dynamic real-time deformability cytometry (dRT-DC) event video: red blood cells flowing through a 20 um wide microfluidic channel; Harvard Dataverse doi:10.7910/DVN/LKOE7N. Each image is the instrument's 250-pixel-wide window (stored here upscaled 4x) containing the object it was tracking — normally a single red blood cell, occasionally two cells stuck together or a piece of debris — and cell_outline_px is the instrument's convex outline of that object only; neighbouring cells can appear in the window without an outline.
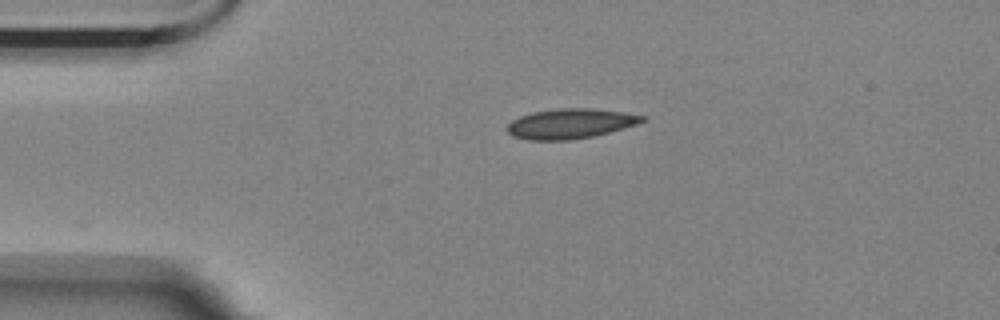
{"species": "Egyptian fruit bat (a non-hibernating species)", "species_latin": "Rousettus aegyptiacus", "temperature_condition": "room temperature", "stored_images_in_passage": 32, "camera_frame_rate_fps": 3000, "um_per_image_px": 0.085, "animal": {"sex": "female"}, "frame": {"image": 1, "passage_image": 1, "time_ms": 0.0, "image_size_px": [1000, 320], "cell_outline_px": [[648, 120], [636, 124], [608, 132], [592, 136], [568, 140], [528, 140], [512, 136], [508, 132], [508, 124], [512, 120], [520, 116], [532, 112], [560, 108], [588, 108], [624, 112], [648, 116]], "centroid_in_image_um": [48.49, 10.5], "position_along_channel_um": 36.5, "area_um2": 23.47}}
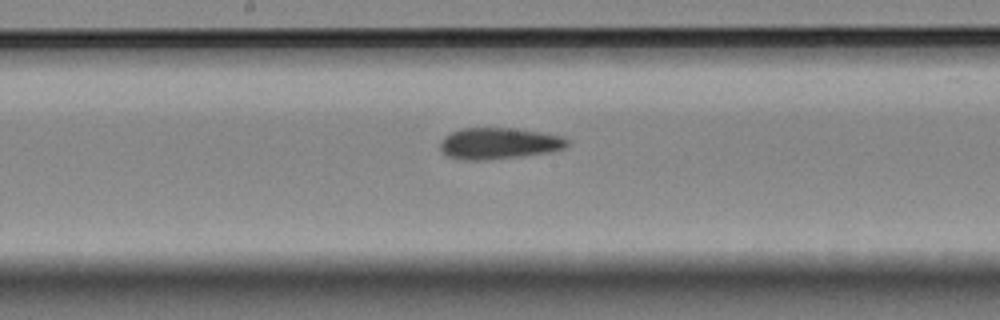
{"frame": {"image": 2, "passage_image": 18, "time_ms": 5.667, "image_size_px": [1000, 320], "cell_outline_px": [[568, 144], [564, 148], [548, 152], [520, 156], [484, 160], [460, 160], [448, 156], [440, 152], [440, 140], [444, 136], [460, 128], [516, 128], [564, 136], [568, 140]], "centroid_in_image_um": [42.36, 12.18], "position_along_channel_um": 205.8, "area_um2": 23.35}}
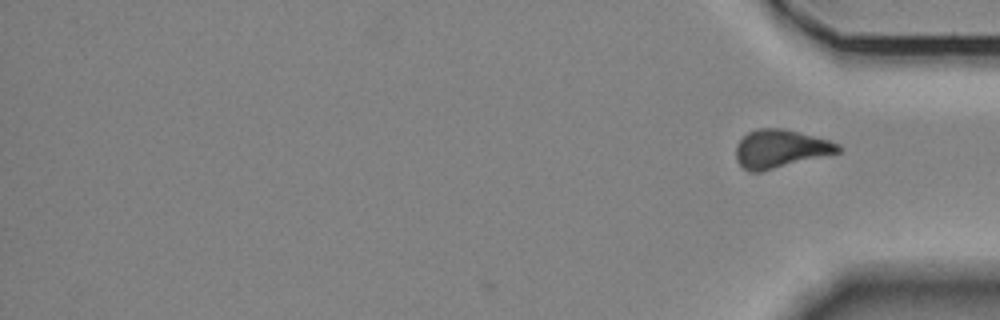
{"frame": {"image": 3, "passage_image": 32, "time_ms": 10.333, "image_size_px": [1000, 320], "cell_outline_px": [[844, 148], [840, 152], [760, 172], [748, 172], [736, 160], [736, 144], [748, 132], [760, 128], [784, 128], [828, 140], [840, 144]], "centroid_in_image_um": [66.33, 12.65], "position_along_channel_um": 368.9, "area_um2": 22.72}, "authors_computed_cell_mechanics": {"area_um2": 22.9177, "velocity_mm_per_s": 3.514, "shape_relaxation_time_tau1_ms": null, "shape_relaxation_time_tau2_ms": 5.0039, "deformation_change_tau1": null, "deformation_change_tau2": 0.0963}}